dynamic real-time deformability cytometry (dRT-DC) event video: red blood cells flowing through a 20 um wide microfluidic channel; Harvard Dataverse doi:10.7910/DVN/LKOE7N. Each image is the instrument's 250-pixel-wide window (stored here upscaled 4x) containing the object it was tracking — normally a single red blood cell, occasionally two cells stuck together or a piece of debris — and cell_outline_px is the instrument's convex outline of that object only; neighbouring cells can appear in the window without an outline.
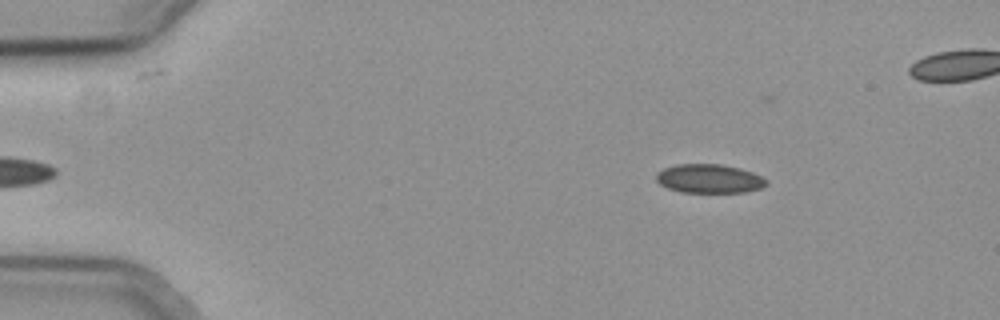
{"species": "common noctule bat (a hibernating species)", "species_latin": "Nyctalus noctula", "temperature_condition": "cold", "stored_images_in_passage": 43, "camera_frame_rate_fps": 3000, "um_per_image_px": 0.085, "animal": {"sex": "female", "body_mass_g": 19.3, "forearm_length_mm": 54.1}, "frame": {"image": 1, "passage_image": 2, "time_ms": 0.333, "image_size_px": [1000, 320], "cell_outline_px": [[768, 184], [760, 188], [744, 192], [680, 192], [668, 188], [660, 184], [656, 180], [656, 172], [664, 168], [676, 164], [720, 164], [740, 168], [752, 172], [768, 180]], "centroid_in_image_um": [60.27, 15.18], "position_along_channel_um": 24.7, "area_um2": 18.55}}
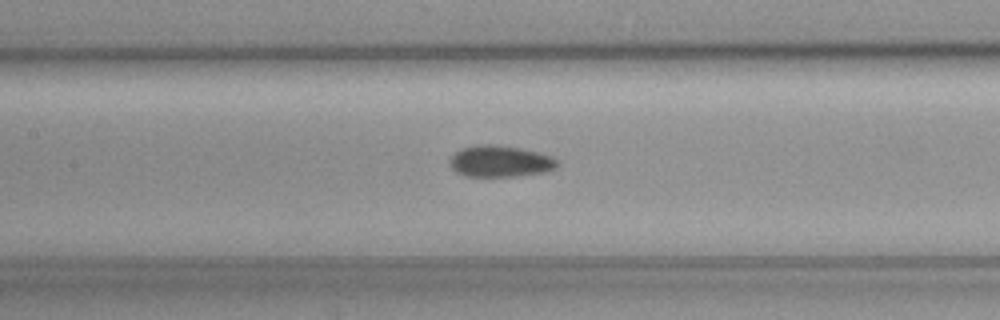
{"frame": {"image": 2, "passage_image": 20, "time_ms": 6.333, "image_size_px": [1000, 320], "cell_outline_px": [[560, 164], [556, 168], [544, 172], [516, 176], [464, 176], [456, 172], [452, 168], [448, 160], [460, 148], [480, 144], [492, 144], [520, 148], [540, 152], [552, 156]], "centroid_in_image_um": [42.52, 13.7], "position_along_channel_um": 164.9, "area_um2": 19.83}}
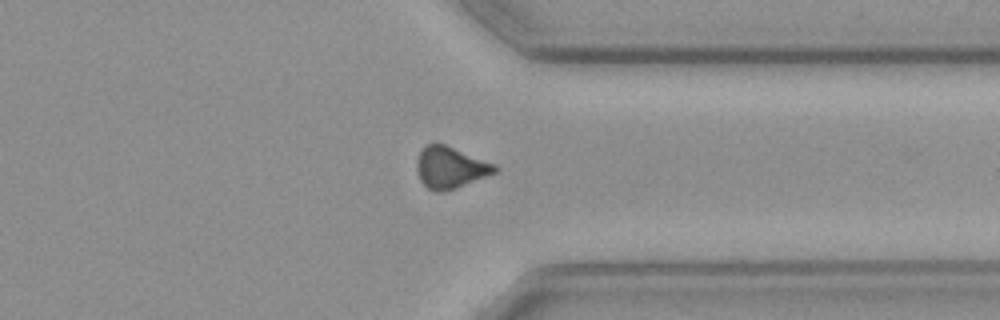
{"frame": {"image": 3, "passage_image": 37, "time_ms": 12.0, "image_size_px": [1000, 320], "cell_outline_px": [[500, 168], [496, 172], [456, 188], [440, 192], [436, 192], [428, 188], [420, 180], [416, 168], [416, 160], [420, 152], [428, 144], [444, 144], [496, 164]], "centroid_in_image_um": [38.28, 14.25], "position_along_channel_um": 373.1, "area_um2": 18.73}, "authors_computed_cell_mechanics": {"area_um2": 19.074, "velocity_mm_per_s": 3.7093, "shape_relaxation_time_tau1_ms": null, "shape_relaxation_time_tau2_ms": 6.7107, "deformation_change_tau1": null, "deformation_change_tau2": 0.1337}}